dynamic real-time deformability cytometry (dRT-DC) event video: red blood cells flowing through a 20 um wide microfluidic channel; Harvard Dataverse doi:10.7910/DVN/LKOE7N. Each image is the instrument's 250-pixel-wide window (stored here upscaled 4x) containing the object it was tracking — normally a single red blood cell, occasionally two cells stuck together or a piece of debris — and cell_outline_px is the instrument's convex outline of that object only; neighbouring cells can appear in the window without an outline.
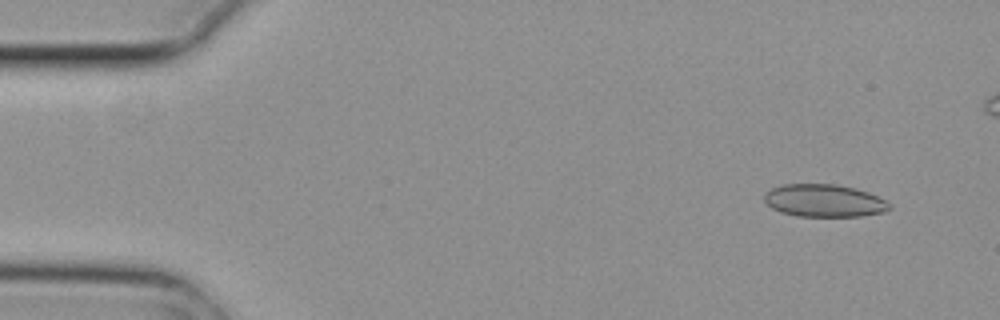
{"species": "common noctule bat (a hibernating species)", "species_latin": "Nyctalus noctula", "temperature_condition": "cold", "stored_images_in_passage": 5, "camera_frame_rate_fps": 3000, "um_per_image_px": 0.085, "animal": {"sex": "female", "body_mass_g": 29.2, "forearm_length_mm": 56.3}, "frame": {"image": 1, "passage_image": 1, "time_ms": 0.0, "image_size_px": [1000, 320], "cell_outline_px": [[892, 208], [884, 212], [860, 216], [796, 216], [780, 212], [772, 208], [764, 200], [764, 192], [780, 184], [836, 184], [856, 188], [868, 192], [892, 204]], "centroid_in_image_um": [70.04, 17.05], "position_along_channel_um": 15.0, "area_um2": 23.93}}